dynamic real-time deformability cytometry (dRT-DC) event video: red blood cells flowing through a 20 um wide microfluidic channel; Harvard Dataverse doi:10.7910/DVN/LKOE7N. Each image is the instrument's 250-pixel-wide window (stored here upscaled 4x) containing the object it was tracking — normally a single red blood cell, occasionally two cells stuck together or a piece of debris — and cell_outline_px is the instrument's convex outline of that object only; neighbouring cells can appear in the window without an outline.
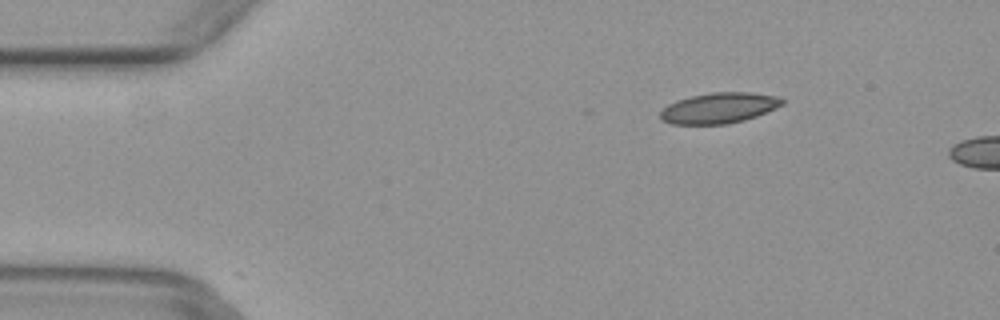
{"species": "common noctule bat (a hibernating species)", "species_latin": "Nyctalus noctula", "temperature_condition": "warm", "stored_images_in_passage": 4, "camera_frame_rate_fps": 3000, "um_per_image_px": 0.085, "animal": {"sex": "female", "body_mass_g": 29.2, "forearm_length_mm": 56.3}, "frame": {"image": 1, "passage_image": 3, "time_ms": 0.667, "image_size_px": [1000, 320], "cell_outline_px": [[784, 104], [776, 108], [756, 116], [744, 120], [728, 124], [672, 124], [660, 120], [660, 112], [668, 104], [676, 100], [692, 96], [712, 92], [752, 92], [780, 96], [784, 100]], "centroid_in_image_um": [61.13, 9.17], "position_along_channel_um": 23.9, "area_um2": 21.91}}